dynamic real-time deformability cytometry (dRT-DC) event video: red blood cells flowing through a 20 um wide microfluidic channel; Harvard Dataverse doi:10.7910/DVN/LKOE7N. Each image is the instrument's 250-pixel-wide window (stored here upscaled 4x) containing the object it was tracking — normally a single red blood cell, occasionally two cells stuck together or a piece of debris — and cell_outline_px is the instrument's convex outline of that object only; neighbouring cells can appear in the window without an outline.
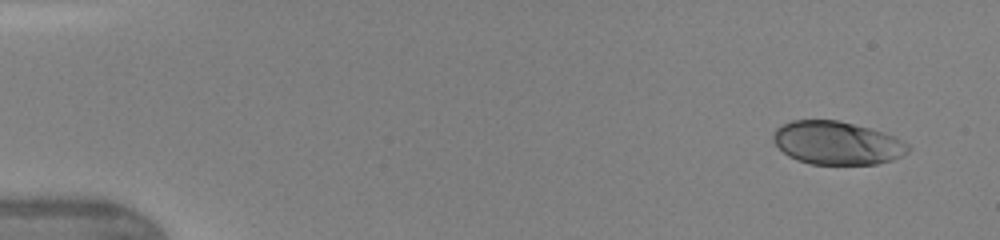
{"species": "human", "species_latin": "Homo sapiens", "temperature_condition": "warm", "stored_images_in_passage": 44, "camera_frame_rate_fps": 3000, "um_per_image_px": 0.085, "donor": {"sex": "female"}, "frame": {"image": 1, "passage_image": 1, "time_ms": 0.0, "image_size_px": [1000, 240], "cell_outline_px": [[912, 148], [908, 152], [892, 160], [876, 164], [808, 164], [796, 160], [788, 156], [772, 140], [772, 136], [776, 128], [780, 124], [792, 120], [836, 120], [868, 128], [892, 136], [908, 144]], "centroid_in_image_um": [71.1, 12.16], "position_along_channel_um": 13.9, "area_um2": 33.81}}
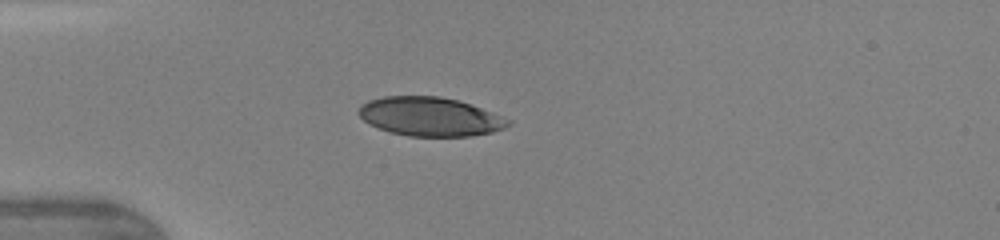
{"frame": {"image": 2, "passage_image": 11, "time_ms": 3.333, "image_size_px": [1000, 240], "cell_outline_px": [[512, 124], [504, 128], [492, 132], [472, 136], [408, 136], [392, 132], [380, 128], [364, 120], [356, 112], [360, 104], [368, 100], [384, 96], [440, 96], [472, 104], [512, 120]], "centroid_in_image_um": [36.57, 9.9], "position_along_channel_um": 48.4, "area_um2": 33.93}}
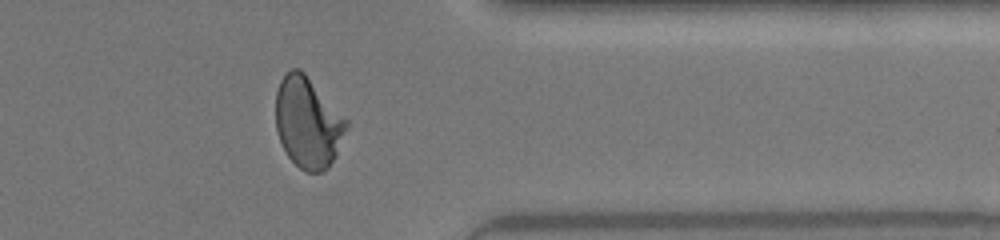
{"frame": {"image": 3, "passage_image": 36, "time_ms": 11.667, "image_size_px": [1000, 240], "cell_outline_px": [[348, 128], [336, 156], [328, 168], [324, 172], [304, 172], [288, 156], [280, 140], [276, 128], [276, 92], [280, 80], [292, 68], [300, 68], [304, 72], [348, 120]], "centroid_in_image_um": [26.19, 10.43], "position_along_channel_um": 385.2, "area_um2": 37.45}, "authors_computed_cell_mechanics": {"area_um2": 36.0961, "velocity_mm_per_s": 4.3575, "shape_relaxation_time_tau1_ms": 3.1885, "shape_relaxation_time_tau2_ms": null, "deformation_change_tau1": 0.1645, "deformation_change_tau2": null}}